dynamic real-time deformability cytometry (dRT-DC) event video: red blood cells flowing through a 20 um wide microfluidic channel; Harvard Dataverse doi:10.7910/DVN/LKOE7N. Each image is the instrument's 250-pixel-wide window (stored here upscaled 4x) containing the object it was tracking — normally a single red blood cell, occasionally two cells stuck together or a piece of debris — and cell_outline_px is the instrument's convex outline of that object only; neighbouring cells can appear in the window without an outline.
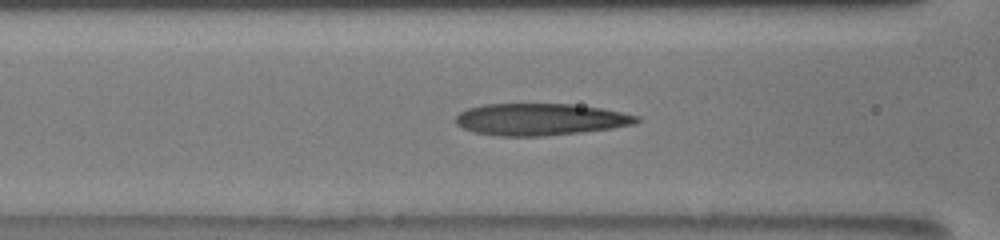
{"species": "human", "species_latin": "Homo sapiens", "temperature_condition": "room temperature", "stored_images_in_passage": 25, "camera_frame_rate_fps": 3000, "um_per_image_px": 0.085, "donor": {"sex": "male"}, "frame": {"image": 1, "passage_image": 11, "time_ms": 4.667, "image_size_px": [1000, 240], "cell_outline_px": [[640, 120], [636, 124], [612, 128], [584, 132], [544, 136], [496, 136], [472, 132], [456, 124], [456, 116], [460, 112], [468, 108], [484, 104], [572, 104], [600, 108], [640, 116]], "centroid_in_image_um": [45.92, 10.15], "position_along_channel_um": 120.7, "area_um2": 33.76}}
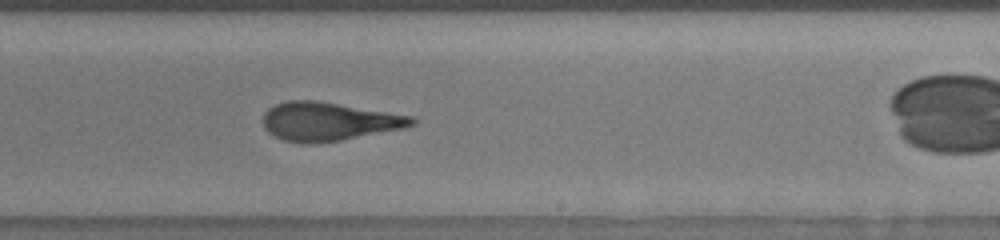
{"frame": {"image": 2, "passage_image": 22, "time_ms": 8.333, "image_size_px": [1000, 240], "cell_outline_px": [[420, 120], [416, 124], [404, 128], [340, 140], [316, 144], [308, 144], [284, 140], [268, 132], [264, 128], [264, 112], [268, 108], [276, 104], [288, 100], [316, 100], [416, 116]], "centroid_in_image_um": [27.99, 10.32], "position_along_channel_um": 261.0, "area_um2": 33.64}}